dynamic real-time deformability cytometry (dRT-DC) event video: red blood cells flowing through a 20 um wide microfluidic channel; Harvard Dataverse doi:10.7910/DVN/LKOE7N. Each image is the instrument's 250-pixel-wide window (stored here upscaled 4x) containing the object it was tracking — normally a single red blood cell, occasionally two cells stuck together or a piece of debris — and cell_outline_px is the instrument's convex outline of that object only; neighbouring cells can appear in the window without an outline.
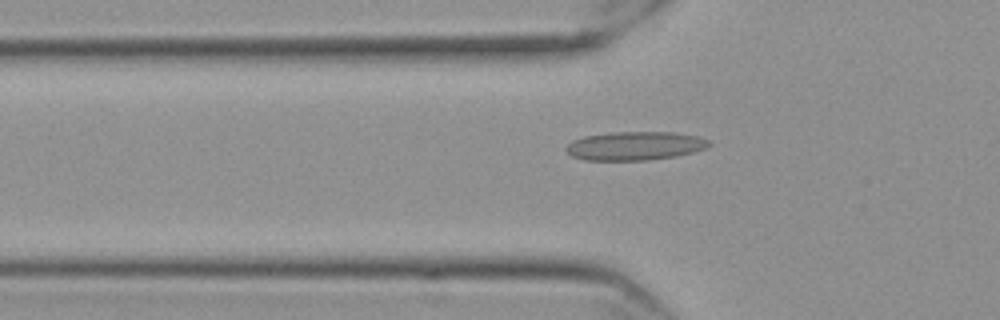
{"species": "Egyptian fruit bat (a non-hibernating species)", "species_latin": "Rousettus aegyptiacus", "temperature_condition": "cold", "stored_images_in_passage": 52, "segment_of_instrument_passage": [1, 2], "camera_frame_rate_fps": 3000, "um_per_image_px": 0.085, "frame": {"image": 1, "passage_image": 13, "time_ms": 4.0, "image_size_px": [1000, 320], "cell_outline_px": [[712, 144], [704, 148], [692, 152], [676, 156], [648, 160], [584, 160], [572, 156], [564, 148], [572, 140], [584, 136], [612, 132], [676, 132], [696, 136], [708, 140]], "centroid_in_image_um": [53.94, 12.39], "position_along_channel_um": 71.9, "area_um2": 23.81}}
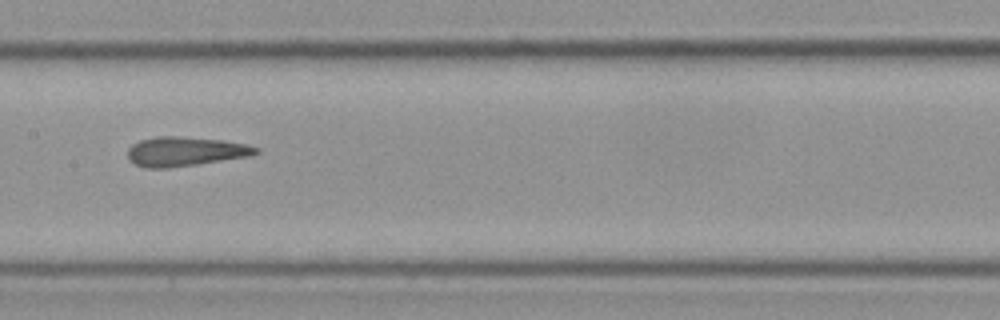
{"frame": {"image": 2, "passage_image": 23, "time_ms": 7.333, "image_size_px": [1000, 320], "cell_outline_px": [[260, 152], [252, 156], [168, 168], [148, 168], [136, 164], [128, 156], [128, 148], [132, 144], [140, 140], [156, 136], [176, 136], [220, 140], [248, 144], [260, 148]], "centroid_in_image_um": [15.79, 12.87], "position_along_channel_um": 191.6, "area_um2": 21.85}}
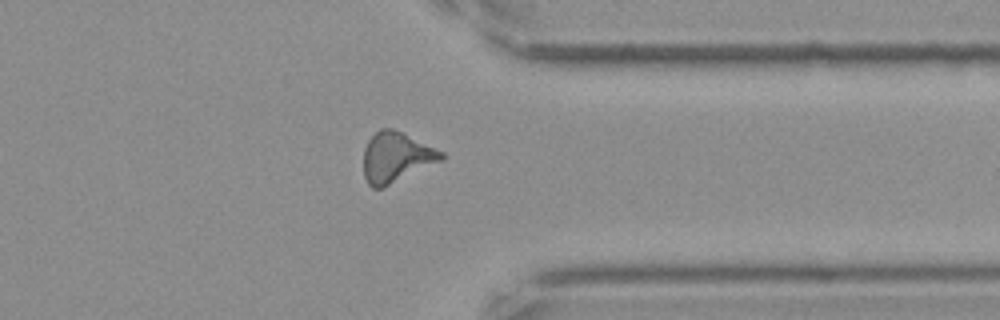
{"frame": {"image": 3, "passage_image": 39, "time_ms": 12.667, "image_size_px": [1000, 320], "cell_outline_px": [[444, 156], [440, 160], [384, 188], [372, 188], [368, 184], [364, 176], [364, 148], [368, 140], [380, 128], [392, 128], [444, 152]], "centroid_in_image_um": [33.62, 13.37], "position_along_channel_um": 377.8, "area_um2": 22.37}}